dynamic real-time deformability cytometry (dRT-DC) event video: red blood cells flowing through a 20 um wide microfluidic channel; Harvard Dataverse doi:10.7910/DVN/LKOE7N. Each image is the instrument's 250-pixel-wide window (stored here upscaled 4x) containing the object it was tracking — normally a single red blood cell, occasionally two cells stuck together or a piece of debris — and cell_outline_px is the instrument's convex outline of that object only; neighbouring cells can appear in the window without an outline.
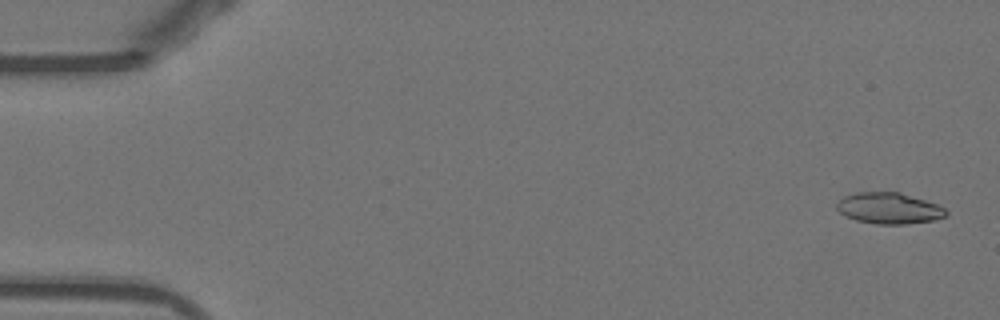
{"species": "Egyptian fruit bat (a non-hibernating species)", "species_latin": "Rousettus aegyptiacus", "temperature_condition": "warm", "stored_images_in_passage": 23, "camera_frame_rate_fps": 3000, "um_per_image_px": 0.085, "animal": {"sex": "female"}, "frame": {"image": 1, "passage_image": 2, "time_ms": 0.333, "image_size_px": [1000, 320], "cell_outline_px": [[948, 216], [932, 220], [908, 224], [876, 224], [856, 220], [840, 212], [836, 208], [836, 204], [844, 196], [856, 192], [900, 192], [936, 204], [944, 208], [948, 212]], "centroid_in_image_um": [75.57, 17.7], "position_along_channel_um": 9.4, "area_um2": 19.71}}
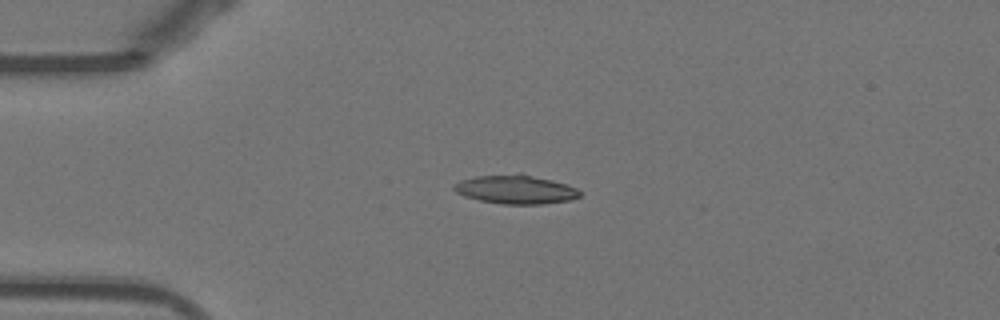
{"frame": {"image": 2, "passage_image": 13, "time_ms": 4.0, "image_size_px": [1000, 320], "cell_outline_px": [[580, 196], [568, 200], [540, 204], [504, 204], [480, 200], [464, 196], [456, 192], [452, 188], [460, 180], [476, 176], [520, 172], [552, 180], [576, 188], [580, 192]], "centroid_in_image_um": [43.8, 16.08], "position_along_channel_um": 41.2, "area_um2": 21.1}}
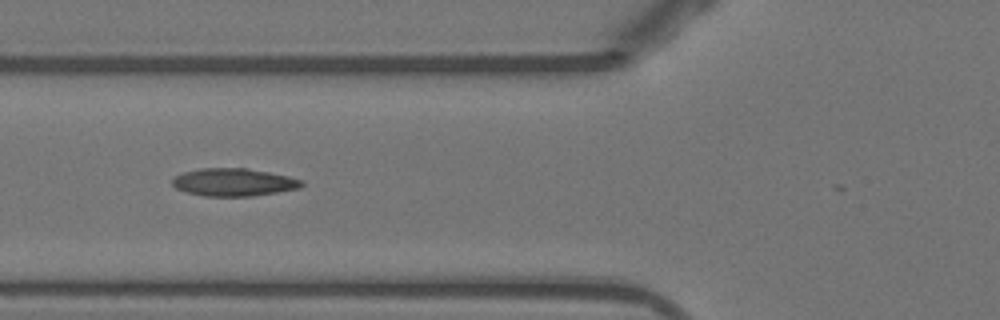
{"frame": {"image": 3, "passage_image": 20, "time_ms": 6.333, "image_size_px": [1000, 320], "cell_outline_px": [[304, 184], [300, 188], [252, 196], [204, 196], [188, 192], [176, 188], [172, 184], [172, 176], [184, 172], [200, 168], [248, 168], [288, 176], [304, 180]], "centroid_in_image_um": [19.86, 15.48], "position_along_channel_um": 105.9, "area_um2": 20.92}}